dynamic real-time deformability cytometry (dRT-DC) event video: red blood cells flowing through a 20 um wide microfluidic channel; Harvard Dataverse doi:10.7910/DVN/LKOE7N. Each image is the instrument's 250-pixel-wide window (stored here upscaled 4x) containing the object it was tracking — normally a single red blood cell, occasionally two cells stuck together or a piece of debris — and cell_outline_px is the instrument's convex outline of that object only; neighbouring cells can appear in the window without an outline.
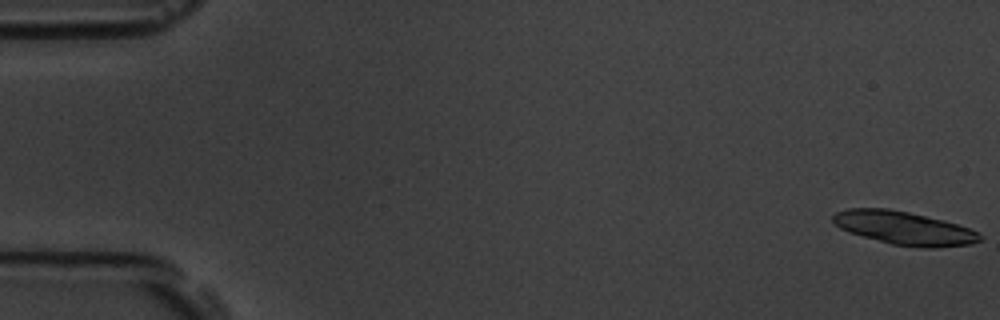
{"species": "common noctule bat (a hibernating species)", "species_latin": "Nyctalus noctula", "temperature_condition": "room temperature", "stored_images_in_passage": 55, "camera_frame_rate_fps": 3000, "um_per_image_px": 0.085, "animal": {"sex": "male", "body_mass_g": 19.5, "forearm_length_mm": 54.6}, "frame": {"image": 1, "passage_image": 1, "time_ms": 0.0, "image_size_px": [1000, 320], "cell_outline_px": [[984, 236], [980, 240], [972, 244], [936, 248], [924, 248], [892, 244], [848, 232], [840, 228], [832, 220], [832, 216], [836, 212], [848, 208], [888, 208], [908, 212], [944, 220], [980, 232]], "centroid_in_image_um": [76.87, 19.39], "position_along_channel_um": 8.1, "area_um2": 28.55}}
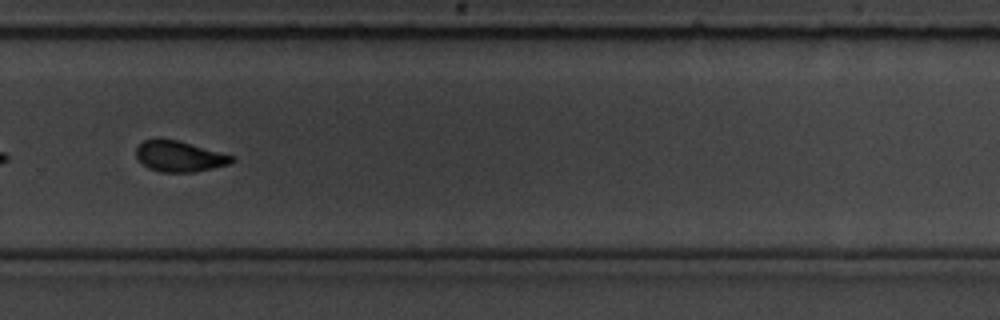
{"frame": {"image": 2, "passage_image": 40, "time_ms": 13.0, "image_size_px": [1000, 320], "cell_outline_px": [[236, 160], [228, 164], [196, 172], [160, 172], [148, 168], [136, 156], [136, 148], [144, 140], [156, 136], [160, 136], [180, 140], [236, 156]], "centroid_in_image_um": [15.25, 13.25], "position_along_channel_um": 314.5, "area_um2": 17.69}, "authors_computed_cell_mechanics": {"area_um2": 18.5538, "velocity_mm_per_s": 3.5608, "shape_relaxation_time_tau1_ms": 6.4537, "shape_relaxation_time_tau2_ms": 2.3956, "deformation_change_tau1": 0.1453, "deformation_change_tau2": 0.0782}}